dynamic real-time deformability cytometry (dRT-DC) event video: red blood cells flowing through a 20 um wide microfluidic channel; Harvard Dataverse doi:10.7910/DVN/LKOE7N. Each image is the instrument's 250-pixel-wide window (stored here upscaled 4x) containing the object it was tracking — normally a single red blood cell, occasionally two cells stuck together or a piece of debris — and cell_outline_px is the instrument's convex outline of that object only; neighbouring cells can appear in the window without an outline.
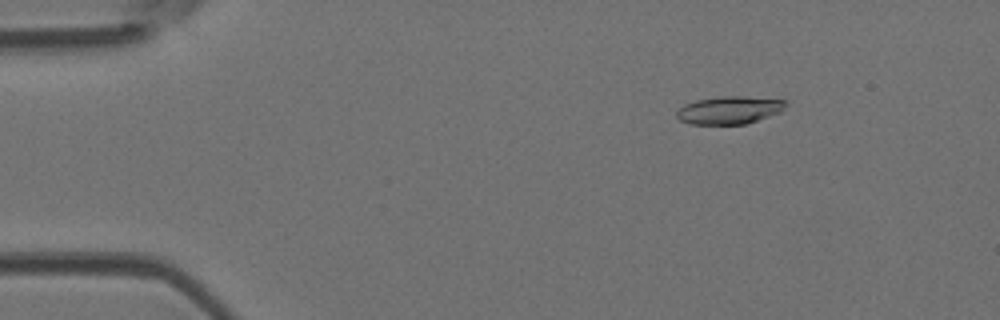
{"species": "Egyptian fruit bat (a non-hibernating species)", "species_latin": "Rousettus aegyptiacus", "temperature_condition": "room temperature", "stored_images_in_passage": 4, "camera_frame_rate_fps": 3000, "um_per_image_px": 0.085, "animal": {"sex": "female"}, "frame": {"image": 1, "passage_image": 2, "time_ms": 0.333, "image_size_px": [1000, 320], "cell_outline_px": [[788, 104], [780, 112], [744, 124], [688, 124], [680, 120], [676, 116], [676, 112], [684, 104], [696, 100], [724, 96], [740, 96], [784, 100]], "centroid_in_image_um": [61.96, 9.36], "position_along_channel_um": 23.0, "area_um2": 17.46}}